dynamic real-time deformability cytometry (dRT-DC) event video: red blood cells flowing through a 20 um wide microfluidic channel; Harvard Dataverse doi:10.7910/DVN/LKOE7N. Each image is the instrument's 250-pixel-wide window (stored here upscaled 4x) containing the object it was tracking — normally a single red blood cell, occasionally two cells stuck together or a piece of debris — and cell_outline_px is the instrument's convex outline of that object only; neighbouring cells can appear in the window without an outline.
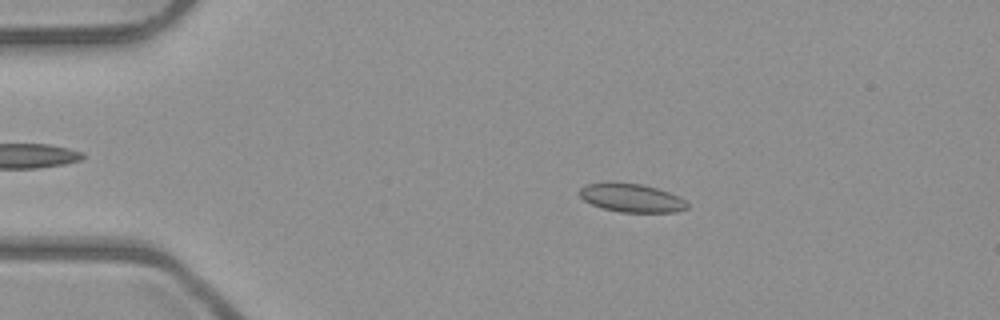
{"species": "common noctule bat (a hibernating species)", "species_latin": "Nyctalus noctula", "temperature_condition": "room temperature", "stored_images_in_passage": 52, "camera_frame_rate_fps": 3000, "um_per_image_px": 0.085, "animal": {"sex": "male", "body_mass_g": 23.1, "forearm_length_mm": 52.7}, "frame": {"image": 1, "passage_image": 10, "time_ms": 3.0, "image_size_px": [1000, 320], "cell_outline_px": [[688, 208], [676, 212], [620, 212], [604, 208], [592, 204], [584, 200], [580, 196], [580, 188], [584, 184], [640, 184], [656, 188], [668, 192], [684, 200], [688, 204]], "centroid_in_image_um": [53.7, 16.85], "position_along_channel_um": 31.3, "area_um2": 17.22}}
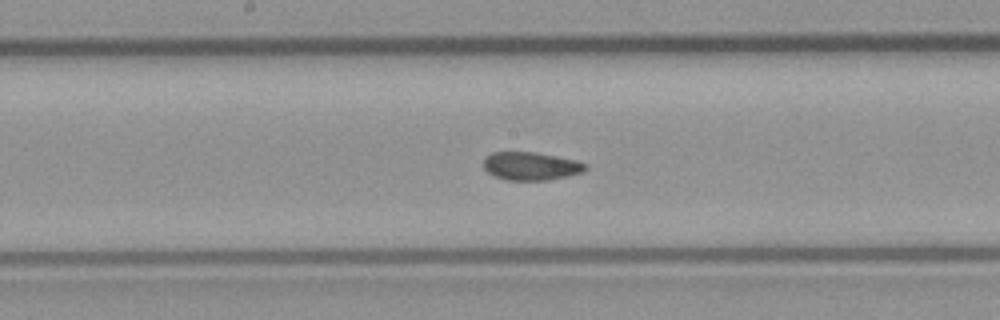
{"frame": {"image": 2, "passage_image": 27, "time_ms": 8.667, "image_size_px": [1000, 320], "cell_outline_px": [[588, 168], [584, 172], [568, 176], [548, 180], [504, 180], [488, 172], [484, 168], [484, 156], [492, 152], [536, 152], [576, 160], [588, 164]], "centroid_in_image_um": [45.15, 14.11], "position_along_channel_um": 203.0, "area_um2": 16.88}}
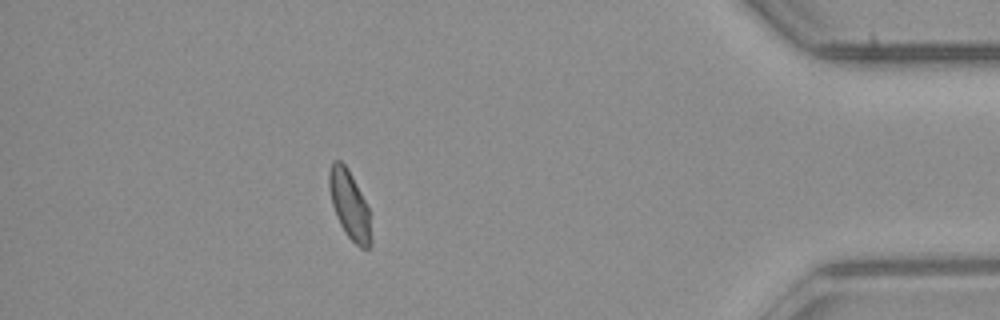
{"frame": {"image": 3, "passage_image": 46, "time_ms": 15.0, "image_size_px": [1000, 320], "cell_outline_px": [[372, 244], [368, 248], [360, 248], [344, 232], [336, 216], [332, 204], [328, 188], [328, 172], [332, 160], [340, 160], [348, 168], [368, 208], [372, 236]], "centroid_in_image_um": [29.69, 17.41], "position_along_channel_um": 405.5, "area_um2": 16.76}, "authors_computed_cell_mechanics": {"area_um2": 17.1666, "velocity_mm_per_s": 3.9745, "shape_relaxation_time_tau1_ms": null, "shape_relaxation_time_tau2_ms": 0.9017, "deformation_change_tau1": null, "deformation_change_tau2": 0.0495}}